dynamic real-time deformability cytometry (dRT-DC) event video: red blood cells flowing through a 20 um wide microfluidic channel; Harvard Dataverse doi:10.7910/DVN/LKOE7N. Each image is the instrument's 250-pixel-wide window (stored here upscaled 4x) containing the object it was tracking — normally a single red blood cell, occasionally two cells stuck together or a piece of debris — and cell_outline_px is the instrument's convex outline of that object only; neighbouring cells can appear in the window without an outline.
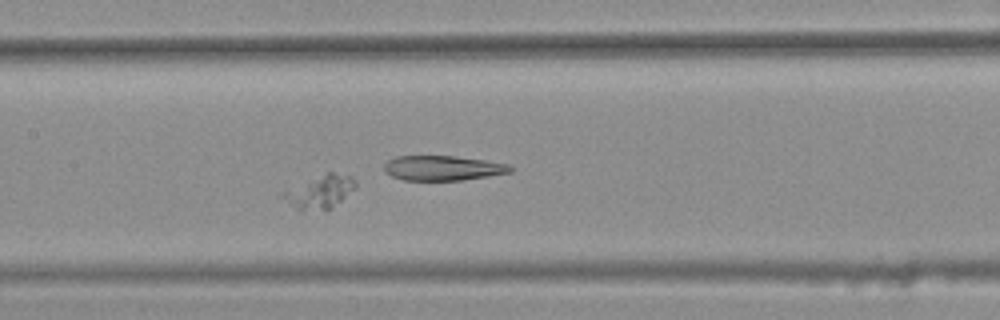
{"species": "common noctule bat (a hibernating species)", "species_latin": "Nyctalus noctula", "temperature_condition": "warm", "stored_images_in_passage": 25, "segment_of_instrument_passage": [1, 2], "camera_frame_rate_fps": 3000, "um_per_image_px": 0.085, "animal": {"sex": "female", "body_mass_g": 25.1}, "frame": {"image": 1, "passage_image": 17, "time_ms": 5.333, "image_size_px": [1000, 320], "cell_outline_px": [[356, 188], [328, 212], [300, 208], [280, 196], [284, 192], [308, 180], [328, 172], [332, 172], [352, 176], [356, 180]], "centroid_in_image_um": [27.31, 16.3], "position_along_channel_um": 180.1, "area_um2": 13.58}}